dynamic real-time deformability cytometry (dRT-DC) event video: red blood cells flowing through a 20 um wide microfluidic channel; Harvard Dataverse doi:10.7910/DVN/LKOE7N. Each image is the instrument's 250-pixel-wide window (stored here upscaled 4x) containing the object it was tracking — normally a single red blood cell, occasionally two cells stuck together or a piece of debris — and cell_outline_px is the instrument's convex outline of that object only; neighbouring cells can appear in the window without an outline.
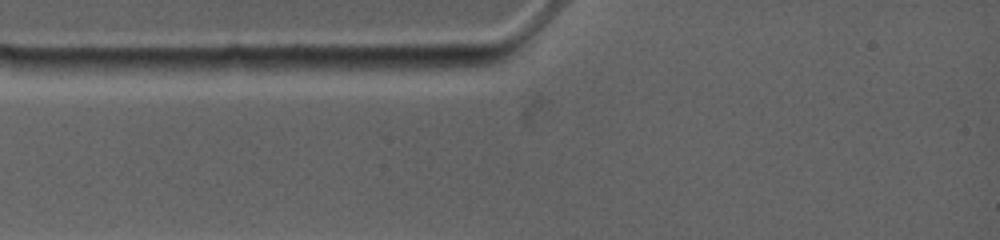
{"species": "common noctule bat (a hibernating species)", "species_latin": "Nyctalus noctula", "temperature_condition": "warm", "stored_images_in_passage": 1, "camera_frame_rate_fps": 4500, "um_per_image_px": 0.085, "animal": {"sex": "female", "body_mass_g": 19.0, "forearm_length_mm": 53.3}, "frame": {"image": 1, "passage_image": 1, "time_ms": 0.0, "image_size_px": [1000, 240], "cell_outline_px": [[500, 60], [492, 64], [464, 68], [404, 76], [348, 68], [364, 56], [480, 56]], "centroid_in_image_um": [35.57, 5.44], "position_along_channel_um": 49.4, "area_um2": 14.8}}